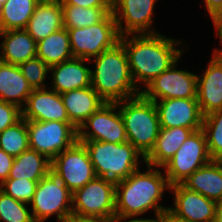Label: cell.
Returning <instances> with one entry per match:
<instances>
[{
	"instance_id": "cell-1",
	"label": "cell",
	"mask_w": 222,
	"mask_h": 222,
	"mask_svg": "<svg viewBox=\"0 0 222 222\" xmlns=\"http://www.w3.org/2000/svg\"><path fill=\"white\" fill-rule=\"evenodd\" d=\"M128 36H121L119 43L126 52L136 87L139 81L147 86L181 57L183 50L175 46L179 44L178 40L160 33Z\"/></svg>"
},
{
	"instance_id": "cell-2",
	"label": "cell",
	"mask_w": 222,
	"mask_h": 222,
	"mask_svg": "<svg viewBox=\"0 0 222 222\" xmlns=\"http://www.w3.org/2000/svg\"><path fill=\"white\" fill-rule=\"evenodd\" d=\"M147 171L138 169L126 179L116 183L115 217L133 218L153 209L156 215H165L169 208L158 204L165 189L171 185L159 168L146 165ZM159 169V170H158Z\"/></svg>"
},
{
	"instance_id": "cell-3",
	"label": "cell",
	"mask_w": 222,
	"mask_h": 222,
	"mask_svg": "<svg viewBox=\"0 0 222 222\" xmlns=\"http://www.w3.org/2000/svg\"><path fill=\"white\" fill-rule=\"evenodd\" d=\"M93 60L95 70H91V87L106 103H117L140 95L141 90L136 88L126 52L120 43Z\"/></svg>"
},
{
	"instance_id": "cell-4",
	"label": "cell",
	"mask_w": 222,
	"mask_h": 222,
	"mask_svg": "<svg viewBox=\"0 0 222 222\" xmlns=\"http://www.w3.org/2000/svg\"><path fill=\"white\" fill-rule=\"evenodd\" d=\"M78 141L85 145L96 177L106 178L115 183L126 179L139 169L140 157L144 161L142 154L129 141L124 143Z\"/></svg>"
},
{
	"instance_id": "cell-5",
	"label": "cell",
	"mask_w": 222,
	"mask_h": 222,
	"mask_svg": "<svg viewBox=\"0 0 222 222\" xmlns=\"http://www.w3.org/2000/svg\"><path fill=\"white\" fill-rule=\"evenodd\" d=\"M117 104L125 125L127 140L145 158L153 149L160 129L154 101L140 94Z\"/></svg>"
},
{
	"instance_id": "cell-6",
	"label": "cell",
	"mask_w": 222,
	"mask_h": 222,
	"mask_svg": "<svg viewBox=\"0 0 222 222\" xmlns=\"http://www.w3.org/2000/svg\"><path fill=\"white\" fill-rule=\"evenodd\" d=\"M35 222H44L52 215L58 222H69L72 216V192L67 188L62 176L52 167L37 184L30 202Z\"/></svg>"
},
{
	"instance_id": "cell-7",
	"label": "cell",
	"mask_w": 222,
	"mask_h": 222,
	"mask_svg": "<svg viewBox=\"0 0 222 222\" xmlns=\"http://www.w3.org/2000/svg\"><path fill=\"white\" fill-rule=\"evenodd\" d=\"M67 31L73 57L87 59L90 62L93 61L92 57L114 48L121 38L113 12L95 25Z\"/></svg>"
},
{
	"instance_id": "cell-8",
	"label": "cell",
	"mask_w": 222,
	"mask_h": 222,
	"mask_svg": "<svg viewBox=\"0 0 222 222\" xmlns=\"http://www.w3.org/2000/svg\"><path fill=\"white\" fill-rule=\"evenodd\" d=\"M115 193V182L95 177L84 187L72 193V216L114 219Z\"/></svg>"
},
{
	"instance_id": "cell-9",
	"label": "cell",
	"mask_w": 222,
	"mask_h": 222,
	"mask_svg": "<svg viewBox=\"0 0 222 222\" xmlns=\"http://www.w3.org/2000/svg\"><path fill=\"white\" fill-rule=\"evenodd\" d=\"M29 148L53 160L78 140V129L71 122L27 121Z\"/></svg>"
},
{
	"instance_id": "cell-10",
	"label": "cell",
	"mask_w": 222,
	"mask_h": 222,
	"mask_svg": "<svg viewBox=\"0 0 222 222\" xmlns=\"http://www.w3.org/2000/svg\"><path fill=\"white\" fill-rule=\"evenodd\" d=\"M211 158L206 136L202 129L194 131L180 146L174 156L163 166L169 184H181L194 171L208 164Z\"/></svg>"
},
{
	"instance_id": "cell-11",
	"label": "cell",
	"mask_w": 222,
	"mask_h": 222,
	"mask_svg": "<svg viewBox=\"0 0 222 222\" xmlns=\"http://www.w3.org/2000/svg\"><path fill=\"white\" fill-rule=\"evenodd\" d=\"M175 61L167 70L154 78L140 94L151 101L174 98H196L197 75L176 69Z\"/></svg>"
},
{
	"instance_id": "cell-12",
	"label": "cell",
	"mask_w": 222,
	"mask_h": 222,
	"mask_svg": "<svg viewBox=\"0 0 222 222\" xmlns=\"http://www.w3.org/2000/svg\"><path fill=\"white\" fill-rule=\"evenodd\" d=\"M116 109H118L117 112H114ZM78 140H95L110 143L127 142L125 125L118 104H103L80 126Z\"/></svg>"
},
{
	"instance_id": "cell-13",
	"label": "cell",
	"mask_w": 222,
	"mask_h": 222,
	"mask_svg": "<svg viewBox=\"0 0 222 222\" xmlns=\"http://www.w3.org/2000/svg\"><path fill=\"white\" fill-rule=\"evenodd\" d=\"M51 167L62 176L72 193L96 177L88 151L78 140L58 154L51 161Z\"/></svg>"
},
{
	"instance_id": "cell-14",
	"label": "cell",
	"mask_w": 222,
	"mask_h": 222,
	"mask_svg": "<svg viewBox=\"0 0 222 222\" xmlns=\"http://www.w3.org/2000/svg\"><path fill=\"white\" fill-rule=\"evenodd\" d=\"M157 0H113V15L121 36L158 33L152 28V14ZM125 22V23H123ZM122 24H125L123 27Z\"/></svg>"
},
{
	"instance_id": "cell-15",
	"label": "cell",
	"mask_w": 222,
	"mask_h": 222,
	"mask_svg": "<svg viewBox=\"0 0 222 222\" xmlns=\"http://www.w3.org/2000/svg\"><path fill=\"white\" fill-rule=\"evenodd\" d=\"M174 192V206L168 213L185 222H214L216 201L189 190L182 184L170 187Z\"/></svg>"
},
{
	"instance_id": "cell-16",
	"label": "cell",
	"mask_w": 222,
	"mask_h": 222,
	"mask_svg": "<svg viewBox=\"0 0 222 222\" xmlns=\"http://www.w3.org/2000/svg\"><path fill=\"white\" fill-rule=\"evenodd\" d=\"M161 128L202 129L203 114L197 98H174L154 101Z\"/></svg>"
},
{
	"instance_id": "cell-17",
	"label": "cell",
	"mask_w": 222,
	"mask_h": 222,
	"mask_svg": "<svg viewBox=\"0 0 222 222\" xmlns=\"http://www.w3.org/2000/svg\"><path fill=\"white\" fill-rule=\"evenodd\" d=\"M203 116L222 110V50L215 49L202 76L197 75V96Z\"/></svg>"
},
{
	"instance_id": "cell-18",
	"label": "cell",
	"mask_w": 222,
	"mask_h": 222,
	"mask_svg": "<svg viewBox=\"0 0 222 222\" xmlns=\"http://www.w3.org/2000/svg\"><path fill=\"white\" fill-rule=\"evenodd\" d=\"M22 117L26 121L70 122L61 94L46 88L33 89L22 109Z\"/></svg>"
},
{
	"instance_id": "cell-19",
	"label": "cell",
	"mask_w": 222,
	"mask_h": 222,
	"mask_svg": "<svg viewBox=\"0 0 222 222\" xmlns=\"http://www.w3.org/2000/svg\"><path fill=\"white\" fill-rule=\"evenodd\" d=\"M87 59L72 58L68 61L50 66L52 74V88L57 93L81 89L91 86V69L85 67L83 63Z\"/></svg>"
},
{
	"instance_id": "cell-20",
	"label": "cell",
	"mask_w": 222,
	"mask_h": 222,
	"mask_svg": "<svg viewBox=\"0 0 222 222\" xmlns=\"http://www.w3.org/2000/svg\"><path fill=\"white\" fill-rule=\"evenodd\" d=\"M63 28L60 0H41L35 8L25 30L39 42L53 32Z\"/></svg>"
},
{
	"instance_id": "cell-21",
	"label": "cell",
	"mask_w": 222,
	"mask_h": 222,
	"mask_svg": "<svg viewBox=\"0 0 222 222\" xmlns=\"http://www.w3.org/2000/svg\"><path fill=\"white\" fill-rule=\"evenodd\" d=\"M70 122L80 126L106 102L90 86L61 94Z\"/></svg>"
},
{
	"instance_id": "cell-22",
	"label": "cell",
	"mask_w": 222,
	"mask_h": 222,
	"mask_svg": "<svg viewBox=\"0 0 222 222\" xmlns=\"http://www.w3.org/2000/svg\"><path fill=\"white\" fill-rule=\"evenodd\" d=\"M4 41L0 43V61L19 65L36 58L37 42L25 29L0 31Z\"/></svg>"
},
{
	"instance_id": "cell-23",
	"label": "cell",
	"mask_w": 222,
	"mask_h": 222,
	"mask_svg": "<svg viewBox=\"0 0 222 222\" xmlns=\"http://www.w3.org/2000/svg\"><path fill=\"white\" fill-rule=\"evenodd\" d=\"M197 130L200 129L160 127L155 145L151 152L144 158V163L152 167H163L174 156L183 142Z\"/></svg>"
},
{
	"instance_id": "cell-24",
	"label": "cell",
	"mask_w": 222,
	"mask_h": 222,
	"mask_svg": "<svg viewBox=\"0 0 222 222\" xmlns=\"http://www.w3.org/2000/svg\"><path fill=\"white\" fill-rule=\"evenodd\" d=\"M32 91L18 65L0 61V101L23 109Z\"/></svg>"
},
{
	"instance_id": "cell-25",
	"label": "cell",
	"mask_w": 222,
	"mask_h": 222,
	"mask_svg": "<svg viewBox=\"0 0 222 222\" xmlns=\"http://www.w3.org/2000/svg\"><path fill=\"white\" fill-rule=\"evenodd\" d=\"M189 190L217 201L222 198V161L211 160L194 171L182 183Z\"/></svg>"
},
{
	"instance_id": "cell-26",
	"label": "cell",
	"mask_w": 222,
	"mask_h": 222,
	"mask_svg": "<svg viewBox=\"0 0 222 222\" xmlns=\"http://www.w3.org/2000/svg\"><path fill=\"white\" fill-rule=\"evenodd\" d=\"M50 167L51 160L29 148L14 158L8 179L41 180Z\"/></svg>"
},
{
	"instance_id": "cell-27",
	"label": "cell",
	"mask_w": 222,
	"mask_h": 222,
	"mask_svg": "<svg viewBox=\"0 0 222 222\" xmlns=\"http://www.w3.org/2000/svg\"><path fill=\"white\" fill-rule=\"evenodd\" d=\"M36 56L49 66L74 58L67 29L63 27L37 42Z\"/></svg>"
},
{
	"instance_id": "cell-28",
	"label": "cell",
	"mask_w": 222,
	"mask_h": 222,
	"mask_svg": "<svg viewBox=\"0 0 222 222\" xmlns=\"http://www.w3.org/2000/svg\"><path fill=\"white\" fill-rule=\"evenodd\" d=\"M41 0H7L0 6V31L25 29Z\"/></svg>"
},
{
	"instance_id": "cell-29",
	"label": "cell",
	"mask_w": 222,
	"mask_h": 222,
	"mask_svg": "<svg viewBox=\"0 0 222 222\" xmlns=\"http://www.w3.org/2000/svg\"><path fill=\"white\" fill-rule=\"evenodd\" d=\"M65 29L84 28L101 22L113 9L84 8L77 5H61Z\"/></svg>"
},
{
	"instance_id": "cell-30",
	"label": "cell",
	"mask_w": 222,
	"mask_h": 222,
	"mask_svg": "<svg viewBox=\"0 0 222 222\" xmlns=\"http://www.w3.org/2000/svg\"><path fill=\"white\" fill-rule=\"evenodd\" d=\"M0 149L14 158L29 149L27 121L23 117L0 133Z\"/></svg>"
},
{
	"instance_id": "cell-31",
	"label": "cell",
	"mask_w": 222,
	"mask_h": 222,
	"mask_svg": "<svg viewBox=\"0 0 222 222\" xmlns=\"http://www.w3.org/2000/svg\"><path fill=\"white\" fill-rule=\"evenodd\" d=\"M202 130L211 160L222 161V110L204 116Z\"/></svg>"
},
{
	"instance_id": "cell-32",
	"label": "cell",
	"mask_w": 222,
	"mask_h": 222,
	"mask_svg": "<svg viewBox=\"0 0 222 222\" xmlns=\"http://www.w3.org/2000/svg\"><path fill=\"white\" fill-rule=\"evenodd\" d=\"M27 205L0 190V222H35Z\"/></svg>"
},
{
	"instance_id": "cell-33",
	"label": "cell",
	"mask_w": 222,
	"mask_h": 222,
	"mask_svg": "<svg viewBox=\"0 0 222 222\" xmlns=\"http://www.w3.org/2000/svg\"><path fill=\"white\" fill-rule=\"evenodd\" d=\"M39 181L26 178L6 179L0 184V190L17 201L30 204Z\"/></svg>"
},
{
	"instance_id": "cell-34",
	"label": "cell",
	"mask_w": 222,
	"mask_h": 222,
	"mask_svg": "<svg viewBox=\"0 0 222 222\" xmlns=\"http://www.w3.org/2000/svg\"><path fill=\"white\" fill-rule=\"evenodd\" d=\"M18 66L32 89L47 88L44 85V80L48 72H50V66L45 64L40 58L36 57L27 60Z\"/></svg>"
},
{
	"instance_id": "cell-35",
	"label": "cell",
	"mask_w": 222,
	"mask_h": 222,
	"mask_svg": "<svg viewBox=\"0 0 222 222\" xmlns=\"http://www.w3.org/2000/svg\"><path fill=\"white\" fill-rule=\"evenodd\" d=\"M22 118V109L16 105L0 101V133Z\"/></svg>"
},
{
	"instance_id": "cell-36",
	"label": "cell",
	"mask_w": 222,
	"mask_h": 222,
	"mask_svg": "<svg viewBox=\"0 0 222 222\" xmlns=\"http://www.w3.org/2000/svg\"><path fill=\"white\" fill-rule=\"evenodd\" d=\"M61 5H77L84 8L113 9V0H60Z\"/></svg>"
},
{
	"instance_id": "cell-37",
	"label": "cell",
	"mask_w": 222,
	"mask_h": 222,
	"mask_svg": "<svg viewBox=\"0 0 222 222\" xmlns=\"http://www.w3.org/2000/svg\"><path fill=\"white\" fill-rule=\"evenodd\" d=\"M14 157L0 149V184L8 179Z\"/></svg>"
},
{
	"instance_id": "cell-38",
	"label": "cell",
	"mask_w": 222,
	"mask_h": 222,
	"mask_svg": "<svg viewBox=\"0 0 222 222\" xmlns=\"http://www.w3.org/2000/svg\"><path fill=\"white\" fill-rule=\"evenodd\" d=\"M204 5L212 19L222 11V0H204Z\"/></svg>"
},
{
	"instance_id": "cell-39",
	"label": "cell",
	"mask_w": 222,
	"mask_h": 222,
	"mask_svg": "<svg viewBox=\"0 0 222 222\" xmlns=\"http://www.w3.org/2000/svg\"><path fill=\"white\" fill-rule=\"evenodd\" d=\"M164 218L165 215H156V219L152 218V219H136L135 217L131 220L126 221V219H130V218H122V217H115L113 219V222H164ZM125 220V221H122Z\"/></svg>"
},
{
	"instance_id": "cell-40",
	"label": "cell",
	"mask_w": 222,
	"mask_h": 222,
	"mask_svg": "<svg viewBox=\"0 0 222 222\" xmlns=\"http://www.w3.org/2000/svg\"><path fill=\"white\" fill-rule=\"evenodd\" d=\"M217 36H219L220 42L222 44V11L212 19Z\"/></svg>"
},
{
	"instance_id": "cell-41",
	"label": "cell",
	"mask_w": 222,
	"mask_h": 222,
	"mask_svg": "<svg viewBox=\"0 0 222 222\" xmlns=\"http://www.w3.org/2000/svg\"><path fill=\"white\" fill-rule=\"evenodd\" d=\"M69 222H113V219L72 217Z\"/></svg>"
},
{
	"instance_id": "cell-42",
	"label": "cell",
	"mask_w": 222,
	"mask_h": 222,
	"mask_svg": "<svg viewBox=\"0 0 222 222\" xmlns=\"http://www.w3.org/2000/svg\"><path fill=\"white\" fill-rule=\"evenodd\" d=\"M214 222H222V198L216 201Z\"/></svg>"
},
{
	"instance_id": "cell-43",
	"label": "cell",
	"mask_w": 222,
	"mask_h": 222,
	"mask_svg": "<svg viewBox=\"0 0 222 222\" xmlns=\"http://www.w3.org/2000/svg\"><path fill=\"white\" fill-rule=\"evenodd\" d=\"M164 222H185L176 218H173L168 212L165 214Z\"/></svg>"
},
{
	"instance_id": "cell-44",
	"label": "cell",
	"mask_w": 222,
	"mask_h": 222,
	"mask_svg": "<svg viewBox=\"0 0 222 222\" xmlns=\"http://www.w3.org/2000/svg\"><path fill=\"white\" fill-rule=\"evenodd\" d=\"M7 0H0V6H2Z\"/></svg>"
}]
</instances>
